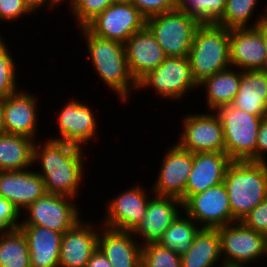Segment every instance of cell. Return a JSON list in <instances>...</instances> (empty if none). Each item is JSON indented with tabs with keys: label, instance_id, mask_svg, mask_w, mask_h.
<instances>
[{
	"label": "cell",
	"instance_id": "obj_1",
	"mask_svg": "<svg viewBox=\"0 0 267 267\" xmlns=\"http://www.w3.org/2000/svg\"><path fill=\"white\" fill-rule=\"evenodd\" d=\"M37 143L39 142L36 139L33 146V164L39 163L42 168L37 173L43 178L47 193L75 199L84 178L82 147L51 138L45 140L42 147Z\"/></svg>",
	"mask_w": 267,
	"mask_h": 267
},
{
	"label": "cell",
	"instance_id": "obj_2",
	"mask_svg": "<svg viewBox=\"0 0 267 267\" xmlns=\"http://www.w3.org/2000/svg\"><path fill=\"white\" fill-rule=\"evenodd\" d=\"M85 37L90 63L103 82L117 94L120 101L129 100L130 91L138 90L130 74L123 43L98 37L86 27L79 29Z\"/></svg>",
	"mask_w": 267,
	"mask_h": 267
},
{
	"label": "cell",
	"instance_id": "obj_3",
	"mask_svg": "<svg viewBox=\"0 0 267 267\" xmlns=\"http://www.w3.org/2000/svg\"><path fill=\"white\" fill-rule=\"evenodd\" d=\"M223 183L228 192L232 223L242 221L267 197V163L231 161Z\"/></svg>",
	"mask_w": 267,
	"mask_h": 267
},
{
	"label": "cell",
	"instance_id": "obj_4",
	"mask_svg": "<svg viewBox=\"0 0 267 267\" xmlns=\"http://www.w3.org/2000/svg\"><path fill=\"white\" fill-rule=\"evenodd\" d=\"M188 58L197 84L229 68V29L215 23L201 24L194 34Z\"/></svg>",
	"mask_w": 267,
	"mask_h": 267
},
{
	"label": "cell",
	"instance_id": "obj_5",
	"mask_svg": "<svg viewBox=\"0 0 267 267\" xmlns=\"http://www.w3.org/2000/svg\"><path fill=\"white\" fill-rule=\"evenodd\" d=\"M214 112L220 118L225 153L231 161H255L257 134L263 117L249 114L232 104L220 105Z\"/></svg>",
	"mask_w": 267,
	"mask_h": 267
},
{
	"label": "cell",
	"instance_id": "obj_6",
	"mask_svg": "<svg viewBox=\"0 0 267 267\" xmlns=\"http://www.w3.org/2000/svg\"><path fill=\"white\" fill-rule=\"evenodd\" d=\"M201 23L184 10L174 9L146 19L167 57H188L196 29Z\"/></svg>",
	"mask_w": 267,
	"mask_h": 267
},
{
	"label": "cell",
	"instance_id": "obj_7",
	"mask_svg": "<svg viewBox=\"0 0 267 267\" xmlns=\"http://www.w3.org/2000/svg\"><path fill=\"white\" fill-rule=\"evenodd\" d=\"M151 88L161 98L180 100L189 91H196L195 81L188 57H166L161 65L149 71L137 82V89Z\"/></svg>",
	"mask_w": 267,
	"mask_h": 267
},
{
	"label": "cell",
	"instance_id": "obj_8",
	"mask_svg": "<svg viewBox=\"0 0 267 267\" xmlns=\"http://www.w3.org/2000/svg\"><path fill=\"white\" fill-rule=\"evenodd\" d=\"M72 197L46 193L25 210L20 226H41L64 234L81 219ZM27 216V217H26Z\"/></svg>",
	"mask_w": 267,
	"mask_h": 267
},
{
	"label": "cell",
	"instance_id": "obj_9",
	"mask_svg": "<svg viewBox=\"0 0 267 267\" xmlns=\"http://www.w3.org/2000/svg\"><path fill=\"white\" fill-rule=\"evenodd\" d=\"M217 229L220 235L221 265L246 266L250 261L264 256V234L246 227L241 221Z\"/></svg>",
	"mask_w": 267,
	"mask_h": 267
},
{
	"label": "cell",
	"instance_id": "obj_10",
	"mask_svg": "<svg viewBox=\"0 0 267 267\" xmlns=\"http://www.w3.org/2000/svg\"><path fill=\"white\" fill-rule=\"evenodd\" d=\"M146 26V18L132 3L114 2L85 27L94 35L125 43Z\"/></svg>",
	"mask_w": 267,
	"mask_h": 267
},
{
	"label": "cell",
	"instance_id": "obj_11",
	"mask_svg": "<svg viewBox=\"0 0 267 267\" xmlns=\"http://www.w3.org/2000/svg\"><path fill=\"white\" fill-rule=\"evenodd\" d=\"M183 128L177 144L191 153L225 152V143L220 118L212 111L189 114L182 120Z\"/></svg>",
	"mask_w": 267,
	"mask_h": 267
},
{
	"label": "cell",
	"instance_id": "obj_12",
	"mask_svg": "<svg viewBox=\"0 0 267 267\" xmlns=\"http://www.w3.org/2000/svg\"><path fill=\"white\" fill-rule=\"evenodd\" d=\"M224 183L192 195L183 210L202 228H218L232 223V211ZM202 225V226H201Z\"/></svg>",
	"mask_w": 267,
	"mask_h": 267
},
{
	"label": "cell",
	"instance_id": "obj_13",
	"mask_svg": "<svg viewBox=\"0 0 267 267\" xmlns=\"http://www.w3.org/2000/svg\"><path fill=\"white\" fill-rule=\"evenodd\" d=\"M153 194L179 198L184 204V193L193 167V153L182 149L177 143L165 152Z\"/></svg>",
	"mask_w": 267,
	"mask_h": 267
},
{
	"label": "cell",
	"instance_id": "obj_14",
	"mask_svg": "<svg viewBox=\"0 0 267 267\" xmlns=\"http://www.w3.org/2000/svg\"><path fill=\"white\" fill-rule=\"evenodd\" d=\"M231 67L245 70H266V48L263 22L254 28L229 29Z\"/></svg>",
	"mask_w": 267,
	"mask_h": 267
},
{
	"label": "cell",
	"instance_id": "obj_15",
	"mask_svg": "<svg viewBox=\"0 0 267 267\" xmlns=\"http://www.w3.org/2000/svg\"><path fill=\"white\" fill-rule=\"evenodd\" d=\"M146 193L145 187L135 185L111 198L107 202L106 217L101 225L117 230L133 231L146 213L151 199L147 196H153L149 195V192Z\"/></svg>",
	"mask_w": 267,
	"mask_h": 267
},
{
	"label": "cell",
	"instance_id": "obj_16",
	"mask_svg": "<svg viewBox=\"0 0 267 267\" xmlns=\"http://www.w3.org/2000/svg\"><path fill=\"white\" fill-rule=\"evenodd\" d=\"M180 208L183 210V203L179 198L154 194L142 221L132 231L137 239L139 237L143 240L138 239L140 245L158 243L172 222L179 215L182 216Z\"/></svg>",
	"mask_w": 267,
	"mask_h": 267
},
{
	"label": "cell",
	"instance_id": "obj_17",
	"mask_svg": "<svg viewBox=\"0 0 267 267\" xmlns=\"http://www.w3.org/2000/svg\"><path fill=\"white\" fill-rule=\"evenodd\" d=\"M57 129L60 137L52 140L67 142L82 147L97 135V121L92 108L72 99L61 108L57 115Z\"/></svg>",
	"mask_w": 267,
	"mask_h": 267
},
{
	"label": "cell",
	"instance_id": "obj_18",
	"mask_svg": "<svg viewBox=\"0 0 267 267\" xmlns=\"http://www.w3.org/2000/svg\"><path fill=\"white\" fill-rule=\"evenodd\" d=\"M46 193L44 180L37 171H0V196L10 201L20 213Z\"/></svg>",
	"mask_w": 267,
	"mask_h": 267
},
{
	"label": "cell",
	"instance_id": "obj_19",
	"mask_svg": "<svg viewBox=\"0 0 267 267\" xmlns=\"http://www.w3.org/2000/svg\"><path fill=\"white\" fill-rule=\"evenodd\" d=\"M124 46L128 69L136 82L161 65L167 57L155 36L146 26L130 36Z\"/></svg>",
	"mask_w": 267,
	"mask_h": 267
},
{
	"label": "cell",
	"instance_id": "obj_20",
	"mask_svg": "<svg viewBox=\"0 0 267 267\" xmlns=\"http://www.w3.org/2000/svg\"><path fill=\"white\" fill-rule=\"evenodd\" d=\"M20 88L4 98L5 133L22 135L35 140L38 128V101L32 93Z\"/></svg>",
	"mask_w": 267,
	"mask_h": 267
},
{
	"label": "cell",
	"instance_id": "obj_21",
	"mask_svg": "<svg viewBox=\"0 0 267 267\" xmlns=\"http://www.w3.org/2000/svg\"><path fill=\"white\" fill-rule=\"evenodd\" d=\"M100 229L82 219L66 231L61 240L59 267H86L98 247Z\"/></svg>",
	"mask_w": 267,
	"mask_h": 267
},
{
	"label": "cell",
	"instance_id": "obj_22",
	"mask_svg": "<svg viewBox=\"0 0 267 267\" xmlns=\"http://www.w3.org/2000/svg\"><path fill=\"white\" fill-rule=\"evenodd\" d=\"M101 229L98 249L107 257L112 267H142V246L132 231L112 229L103 225Z\"/></svg>",
	"mask_w": 267,
	"mask_h": 267
},
{
	"label": "cell",
	"instance_id": "obj_23",
	"mask_svg": "<svg viewBox=\"0 0 267 267\" xmlns=\"http://www.w3.org/2000/svg\"><path fill=\"white\" fill-rule=\"evenodd\" d=\"M231 162L225 152H199L193 154V167L184 193V203L192 196L223 183Z\"/></svg>",
	"mask_w": 267,
	"mask_h": 267
},
{
	"label": "cell",
	"instance_id": "obj_24",
	"mask_svg": "<svg viewBox=\"0 0 267 267\" xmlns=\"http://www.w3.org/2000/svg\"><path fill=\"white\" fill-rule=\"evenodd\" d=\"M29 248L31 267H59L63 234L41 226H20Z\"/></svg>",
	"mask_w": 267,
	"mask_h": 267
},
{
	"label": "cell",
	"instance_id": "obj_25",
	"mask_svg": "<svg viewBox=\"0 0 267 267\" xmlns=\"http://www.w3.org/2000/svg\"><path fill=\"white\" fill-rule=\"evenodd\" d=\"M232 105L249 114L267 116V70L242 71L240 86Z\"/></svg>",
	"mask_w": 267,
	"mask_h": 267
},
{
	"label": "cell",
	"instance_id": "obj_26",
	"mask_svg": "<svg viewBox=\"0 0 267 267\" xmlns=\"http://www.w3.org/2000/svg\"><path fill=\"white\" fill-rule=\"evenodd\" d=\"M241 76V70H234L230 66L198 84L199 88L206 87V103L209 111L216 110L220 105L232 104L240 86Z\"/></svg>",
	"mask_w": 267,
	"mask_h": 267
},
{
	"label": "cell",
	"instance_id": "obj_27",
	"mask_svg": "<svg viewBox=\"0 0 267 267\" xmlns=\"http://www.w3.org/2000/svg\"><path fill=\"white\" fill-rule=\"evenodd\" d=\"M220 260V235L217 228H201L191 248L181 256L182 267H214Z\"/></svg>",
	"mask_w": 267,
	"mask_h": 267
},
{
	"label": "cell",
	"instance_id": "obj_28",
	"mask_svg": "<svg viewBox=\"0 0 267 267\" xmlns=\"http://www.w3.org/2000/svg\"><path fill=\"white\" fill-rule=\"evenodd\" d=\"M34 143L30 137L0 134V171L26 170L33 166Z\"/></svg>",
	"mask_w": 267,
	"mask_h": 267
},
{
	"label": "cell",
	"instance_id": "obj_29",
	"mask_svg": "<svg viewBox=\"0 0 267 267\" xmlns=\"http://www.w3.org/2000/svg\"><path fill=\"white\" fill-rule=\"evenodd\" d=\"M0 267H31L28 242L20 228L0 232Z\"/></svg>",
	"mask_w": 267,
	"mask_h": 267
},
{
	"label": "cell",
	"instance_id": "obj_30",
	"mask_svg": "<svg viewBox=\"0 0 267 267\" xmlns=\"http://www.w3.org/2000/svg\"><path fill=\"white\" fill-rule=\"evenodd\" d=\"M185 218L180 215L172 222L158 242L161 246L182 256L187 253L193 244L200 227L187 214Z\"/></svg>",
	"mask_w": 267,
	"mask_h": 267
},
{
	"label": "cell",
	"instance_id": "obj_31",
	"mask_svg": "<svg viewBox=\"0 0 267 267\" xmlns=\"http://www.w3.org/2000/svg\"><path fill=\"white\" fill-rule=\"evenodd\" d=\"M258 1L259 0H226L224 13L215 24L226 27L227 29L257 27L261 22L267 20L266 4V10H264L266 13H261L258 19L253 21V25L251 26L249 20L254 16L253 12L257 7L256 4Z\"/></svg>",
	"mask_w": 267,
	"mask_h": 267
},
{
	"label": "cell",
	"instance_id": "obj_32",
	"mask_svg": "<svg viewBox=\"0 0 267 267\" xmlns=\"http://www.w3.org/2000/svg\"><path fill=\"white\" fill-rule=\"evenodd\" d=\"M226 0H179V8L201 24L216 23L224 13Z\"/></svg>",
	"mask_w": 267,
	"mask_h": 267
},
{
	"label": "cell",
	"instance_id": "obj_33",
	"mask_svg": "<svg viewBox=\"0 0 267 267\" xmlns=\"http://www.w3.org/2000/svg\"><path fill=\"white\" fill-rule=\"evenodd\" d=\"M9 48L0 35V97H7L18 92L16 84V66Z\"/></svg>",
	"mask_w": 267,
	"mask_h": 267
},
{
	"label": "cell",
	"instance_id": "obj_34",
	"mask_svg": "<svg viewBox=\"0 0 267 267\" xmlns=\"http://www.w3.org/2000/svg\"><path fill=\"white\" fill-rule=\"evenodd\" d=\"M142 267H182L181 256L159 243L142 246Z\"/></svg>",
	"mask_w": 267,
	"mask_h": 267
},
{
	"label": "cell",
	"instance_id": "obj_35",
	"mask_svg": "<svg viewBox=\"0 0 267 267\" xmlns=\"http://www.w3.org/2000/svg\"><path fill=\"white\" fill-rule=\"evenodd\" d=\"M115 0H75L69 9L76 18L79 27H85L91 20L99 15L105 8L114 3Z\"/></svg>",
	"mask_w": 267,
	"mask_h": 267
},
{
	"label": "cell",
	"instance_id": "obj_36",
	"mask_svg": "<svg viewBox=\"0 0 267 267\" xmlns=\"http://www.w3.org/2000/svg\"><path fill=\"white\" fill-rule=\"evenodd\" d=\"M132 4L147 19L179 7V0H132Z\"/></svg>",
	"mask_w": 267,
	"mask_h": 267
},
{
	"label": "cell",
	"instance_id": "obj_37",
	"mask_svg": "<svg viewBox=\"0 0 267 267\" xmlns=\"http://www.w3.org/2000/svg\"><path fill=\"white\" fill-rule=\"evenodd\" d=\"M246 227L267 235V197L241 221Z\"/></svg>",
	"mask_w": 267,
	"mask_h": 267
},
{
	"label": "cell",
	"instance_id": "obj_38",
	"mask_svg": "<svg viewBox=\"0 0 267 267\" xmlns=\"http://www.w3.org/2000/svg\"><path fill=\"white\" fill-rule=\"evenodd\" d=\"M19 210L4 197L0 196V232L17 229L20 227Z\"/></svg>",
	"mask_w": 267,
	"mask_h": 267
},
{
	"label": "cell",
	"instance_id": "obj_39",
	"mask_svg": "<svg viewBox=\"0 0 267 267\" xmlns=\"http://www.w3.org/2000/svg\"><path fill=\"white\" fill-rule=\"evenodd\" d=\"M31 13L22 0H0V20L2 22H14V20Z\"/></svg>",
	"mask_w": 267,
	"mask_h": 267
},
{
	"label": "cell",
	"instance_id": "obj_40",
	"mask_svg": "<svg viewBox=\"0 0 267 267\" xmlns=\"http://www.w3.org/2000/svg\"><path fill=\"white\" fill-rule=\"evenodd\" d=\"M267 116L262 120L258 134H257V146H256V162L267 163Z\"/></svg>",
	"mask_w": 267,
	"mask_h": 267
},
{
	"label": "cell",
	"instance_id": "obj_41",
	"mask_svg": "<svg viewBox=\"0 0 267 267\" xmlns=\"http://www.w3.org/2000/svg\"><path fill=\"white\" fill-rule=\"evenodd\" d=\"M86 267H112V265L103 252L97 247L89 258Z\"/></svg>",
	"mask_w": 267,
	"mask_h": 267
},
{
	"label": "cell",
	"instance_id": "obj_42",
	"mask_svg": "<svg viewBox=\"0 0 267 267\" xmlns=\"http://www.w3.org/2000/svg\"><path fill=\"white\" fill-rule=\"evenodd\" d=\"M23 3L26 5V7L31 11V12H37V10L44 8L45 4L49 6V1L48 0H22Z\"/></svg>",
	"mask_w": 267,
	"mask_h": 267
},
{
	"label": "cell",
	"instance_id": "obj_43",
	"mask_svg": "<svg viewBox=\"0 0 267 267\" xmlns=\"http://www.w3.org/2000/svg\"><path fill=\"white\" fill-rule=\"evenodd\" d=\"M5 133L4 125V98L0 97V134Z\"/></svg>",
	"mask_w": 267,
	"mask_h": 267
},
{
	"label": "cell",
	"instance_id": "obj_44",
	"mask_svg": "<svg viewBox=\"0 0 267 267\" xmlns=\"http://www.w3.org/2000/svg\"><path fill=\"white\" fill-rule=\"evenodd\" d=\"M263 37H264V43H265V48L267 52V20L263 21ZM266 70H267V55H266Z\"/></svg>",
	"mask_w": 267,
	"mask_h": 267
},
{
	"label": "cell",
	"instance_id": "obj_45",
	"mask_svg": "<svg viewBox=\"0 0 267 267\" xmlns=\"http://www.w3.org/2000/svg\"><path fill=\"white\" fill-rule=\"evenodd\" d=\"M49 1V7H53V6H57L58 4L60 5V3H63L65 0H48ZM68 2H71L69 3L70 4V7L73 6L75 0H68Z\"/></svg>",
	"mask_w": 267,
	"mask_h": 267
},
{
	"label": "cell",
	"instance_id": "obj_46",
	"mask_svg": "<svg viewBox=\"0 0 267 267\" xmlns=\"http://www.w3.org/2000/svg\"><path fill=\"white\" fill-rule=\"evenodd\" d=\"M264 255L267 256V235H265Z\"/></svg>",
	"mask_w": 267,
	"mask_h": 267
},
{
	"label": "cell",
	"instance_id": "obj_47",
	"mask_svg": "<svg viewBox=\"0 0 267 267\" xmlns=\"http://www.w3.org/2000/svg\"><path fill=\"white\" fill-rule=\"evenodd\" d=\"M115 2L132 3V0H115Z\"/></svg>",
	"mask_w": 267,
	"mask_h": 267
},
{
	"label": "cell",
	"instance_id": "obj_48",
	"mask_svg": "<svg viewBox=\"0 0 267 267\" xmlns=\"http://www.w3.org/2000/svg\"><path fill=\"white\" fill-rule=\"evenodd\" d=\"M219 267H246V266H229V265H220Z\"/></svg>",
	"mask_w": 267,
	"mask_h": 267
}]
</instances>
